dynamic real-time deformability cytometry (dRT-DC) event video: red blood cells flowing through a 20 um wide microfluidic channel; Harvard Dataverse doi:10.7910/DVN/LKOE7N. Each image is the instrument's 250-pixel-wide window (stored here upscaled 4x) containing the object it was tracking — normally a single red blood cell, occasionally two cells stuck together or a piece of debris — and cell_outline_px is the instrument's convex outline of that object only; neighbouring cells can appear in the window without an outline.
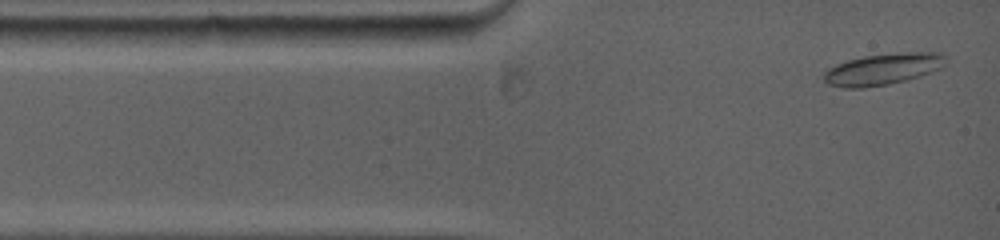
{"species": "common noctule bat (a hibernating species)", "species_latin": "Nyctalus noctula", "temperature_condition": "warm", "stored_images_in_passage": 28, "camera_frame_rate_fps": 5000, "um_per_image_px": 0.085, "animal": {"sex": "female", "body_mass_g": 19.0, "forearm_length_mm": 53.3}, "frame": {"image": 1, "passage_image": 1, "time_ms": 0.0, "image_size_px": [1000, 240], "cell_outline_px": [[944, 64], [940, 68], [932, 72], [920, 76], [888, 84], [864, 88], [844, 88], [828, 84], [824, 80], [824, 72], [828, 68], [836, 64], [848, 60], [864, 56], [908, 52], [940, 52], [944, 56]], "centroid_in_image_um": [75.02, 5.88], "position_along_channel_um": 10.0, "area_um2": 22.14}}
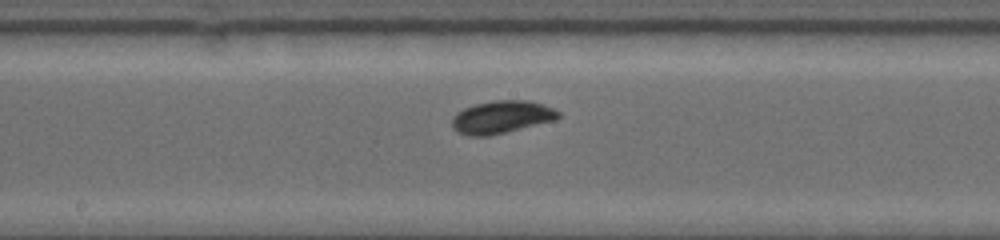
{"frame": {"image": 2, "passage_image": 13, "time_ms": 6.0, "image_size_px": [1000, 240], "cell_outline_px": [[560, 116], [556, 120], [488, 136], [472, 136], [460, 132], [452, 124], [452, 116], [456, 112], [464, 108], [476, 104], [492, 100], [528, 100], [544, 104], [560, 112]], "centroid_in_image_um": [42.66, 9.93], "position_along_channel_um": 205.5, "area_um2": 20.11}}
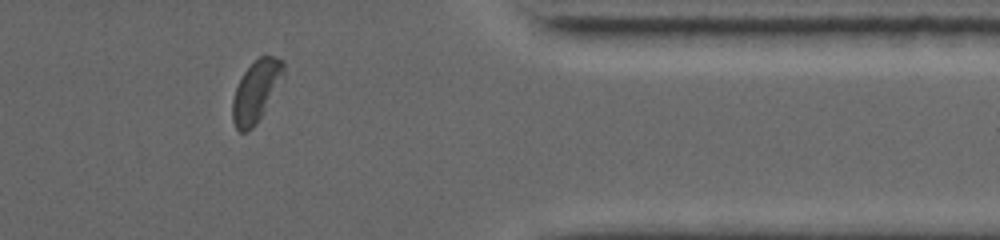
{"frame": {"image": 3, "passage_image": 24, "time_ms": 11.2, "image_size_px": [1000, 240], "cell_outline_px": [[284, 72], [264, 112], [256, 124], [248, 132], [240, 132], [236, 128], [232, 120], [232, 100], [236, 88], [244, 72], [260, 56], [272, 56], [284, 60]], "centroid_in_image_um": [21.74, 7.78], "position_along_channel_um": 389.7, "area_um2": 17.86}, "authors_computed_cell_mechanics": {"area_um2": 19.074, "velocity_mm_per_s": 3.8974, "shape_relaxation_time_tau1_ms": 8.9063, "shape_relaxation_time_tau2_ms": 2.2083, "deformation_change_tau1": 0.1834, "deformation_change_tau2": 0.0433}}